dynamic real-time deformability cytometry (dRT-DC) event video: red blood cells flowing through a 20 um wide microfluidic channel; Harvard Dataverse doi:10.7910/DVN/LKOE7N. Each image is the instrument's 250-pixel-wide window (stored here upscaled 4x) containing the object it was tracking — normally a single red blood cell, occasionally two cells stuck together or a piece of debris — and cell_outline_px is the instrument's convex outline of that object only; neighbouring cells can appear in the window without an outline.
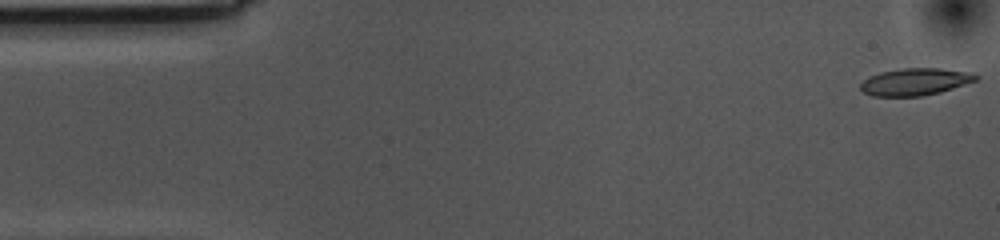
{"species": "common noctule bat (a hibernating species)", "species_latin": "Nyctalus noctula", "temperature_condition": "cold", "stored_images_in_passage": 55, "camera_frame_rate_fps": 3000, "um_per_image_px": 0.085, "animal": {"sex": "female", "body_mass_g": 10.0, "forearm_length_mm": 53.1}, "frame": {"image": 1, "passage_image": 1, "time_ms": 0.0, "image_size_px": [1000, 240], "cell_outline_px": [[980, 76], [976, 80], [940, 92], [924, 96], [872, 96], [864, 92], [860, 88], [860, 84], [864, 80], [880, 72], [904, 68], [940, 68], [972, 72]], "centroid_in_image_um": [77.81, 6.95], "position_along_channel_um": 7.2, "area_um2": 18.15}}
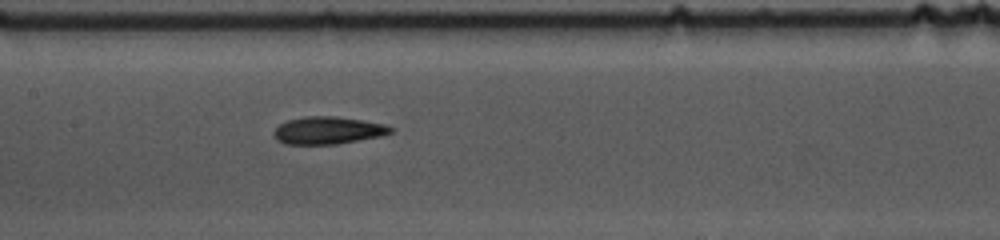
{"frame": {"image": 2, "passage_image": 25, "time_ms": 8.0, "image_size_px": [1000, 240], "cell_outline_px": [[396, 132], [384, 136], [336, 144], [284, 144], [276, 140], [272, 136], [272, 132], [280, 124], [288, 120], [304, 116], [332, 116], [364, 120], [388, 124]], "centroid_in_image_um": [27.92, 11.09], "position_along_channel_um": 179.5, "area_um2": 19.07}}
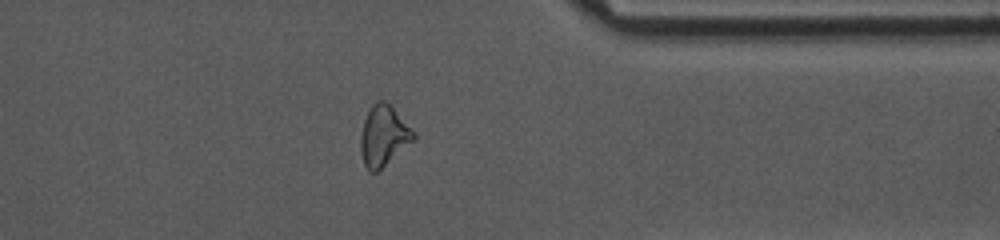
{"frame": {"image": 3, "passage_image": 43, "time_ms": 14.0, "image_size_px": [1000, 240], "cell_outline_px": [[416, 140], [376, 172], [368, 172], [364, 164], [360, 152], [360, 136], [364, 120], [372, 104], [376, 100], [384, 100], [416, 132]], "centroid_in_image_um": [32.61, 11.56], "position_along_channel_um": 378.8, "area_um2": 18.73}, "authors_computed_cell_mechanics": {"area_um2": 18.5538, "velocity_mm_per_s": 3.5302, "shape_relaxation_time_tau1_ms": 4.6269, "shape_relaxation_time_tau2_ms": 6.957, "deformation_change_tau1": 0.1521, "deformation_change_tau2": 0.1588}}